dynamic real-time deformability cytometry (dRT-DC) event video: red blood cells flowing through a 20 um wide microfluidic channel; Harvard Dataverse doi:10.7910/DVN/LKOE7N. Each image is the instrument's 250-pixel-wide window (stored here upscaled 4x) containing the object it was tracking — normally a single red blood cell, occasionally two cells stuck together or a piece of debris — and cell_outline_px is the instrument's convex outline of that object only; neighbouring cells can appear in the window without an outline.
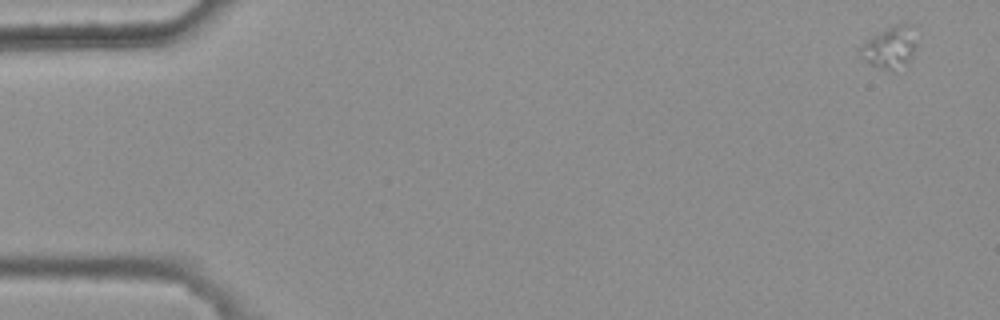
{"species": "common noctule bat (a hibernating species)", "species_latin": "Nyctalus noctula", "temperature_condition": "warm", "stored_images_in_passage": 8, "camera_frame_rate_fps": 3000, "um_per_image_px": 0.085, "animal": {"sex": "female", "body_mass_g": 25.1}, "frame": {"image": 1, "passage_image": 1, "time_ms": 0.0, "image_size_px": [1000, 320], "cell_outline_px": [[916, 48], [912, 56], [904, 64], [892, 72], [868, 64], [860, 56], [860, 48], [876, 32], [896, 24], [908, 24], [916, 44]], "centroid_in_image_um": [75.61, 4.05], "position_along_channel_um": 9.4, "area_um2": 13.41}}